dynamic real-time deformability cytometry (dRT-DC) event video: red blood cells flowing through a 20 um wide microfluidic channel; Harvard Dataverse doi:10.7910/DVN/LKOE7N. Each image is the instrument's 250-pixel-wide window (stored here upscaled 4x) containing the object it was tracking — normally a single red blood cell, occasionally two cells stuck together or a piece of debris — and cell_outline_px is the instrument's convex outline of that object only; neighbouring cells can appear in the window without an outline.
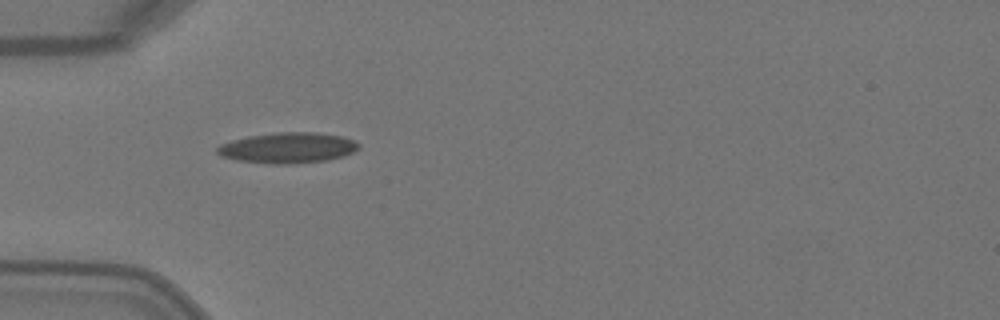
{"species": "Egyptian fruit bat (a non-hibernating species)", "species_latin": "Rousettus aegyptiacus", "temperature_condition": "warm", "stored_images_in_passage": 3, "camera_frame_rate_fps": 3000, "um_per_image_px": 0.085, "animal": {"sex": "female"}, "frame": {"image": 1, "passage_image": 2, "time_ms": 0.333, "image_size_px": [1000, 320], "cell_outline_px": [[360, 148], [344, 156], [328, 160], [288, 164], [272, 164], [236, 160], [220, 156], [216, 152], [216, 148], [220, 144], [232, 140], [248, 136], [276, 132], [316, 132], [340, 136], [352, 140], [360, 144]], "centroid_in_image_um": [24.44, 12.56], "position_along_channel_um": 60.6, "area_um2": 25.32}}
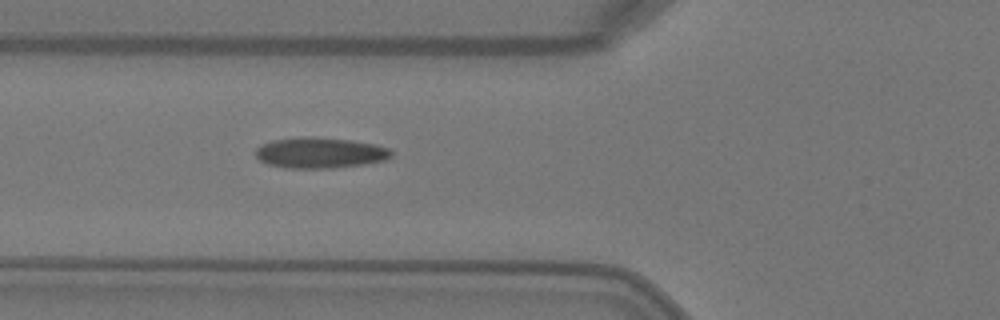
{"frame": {"image": 2, "passage_image": 3, "time_ms": 0.667, "image_size_px": [1000, 320], "cell_outline_px": [[392, 156], [384, 160], [364, 164], [332, 168], [284, 168], [268, 164], [260, 160], [256, 156], [256, 148], [260, 144], [272, 140], [300, 136], [312, 136], [352, 140], [372, 144], [388, 148], [392, 152]], "centroid_in_image_um": [27.15, 12.98], "position_along_channel_um": 98.6, "area_um2": 24.45}}